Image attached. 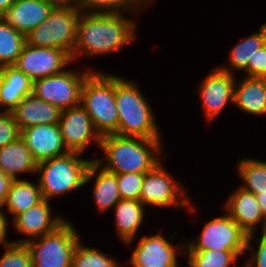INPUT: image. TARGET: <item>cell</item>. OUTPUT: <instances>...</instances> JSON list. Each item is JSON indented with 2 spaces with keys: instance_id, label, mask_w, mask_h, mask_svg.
<instances>
[{
  "instance_id": "cell-27",
  "label": "cell",
  "mask_w": 266,
  "mask_h": 267,
  "mask_svg": "<svg viewBox=\"0 0 266 267\" xmlns=\"http://www.w3.org/2000/svg\"><path fill=\"white\" fill-rule=\"evenodd\" d=\"M239 178L242 180V190L256 193H266V161L242 157L235 164Z\"/></svg>"
},
{
  "instance_id": "cell-31",
  "label": "cell",
  "mask_w": 266,
  "mask_h": 267,
  "mask_svg": "<svg viewBox=\"0 0 266 267\" xmlns=\"http://www.w3.org/2000/svg\"><path fill=\"white\" fill-rule=\"evenodd\" d=\"M116 260L101 249L86 246L80 240L74 250L72 267H122L123 265Z\"/></svg>"
},
{
  "instance_id": "cell-12",
  "label": "cell",
  "mask_w": 266,
  "mask_h": 267,
  "mask_svg": "<svg viewBox=\"0 0 266 267\" xmlns=\"http://www.w3.org/2000/svg\"><path fill=\"white\" fill-rule=\"evenodd\" d=\"M235 80L236 75L215 67L198 83L205 122L212 124L226 106L231 104L233 106Z\"/></svg>"
},
{
  "instance_id": "cell-14",
  "label": "cell",
  "mask_w": 266,
  "mask_h": 267,
  "mask_svg": "<svg viewBox=\"0 0 266 267\" xmlns=\"http://www.w3.org/2000/svg\"><path fill=\"white\" fill-rule=\"evenodd\" d=\"M58 125L69 152L83 155L91 144L99 149L101 137L96 132L91 117L81 105L62 110Z\"/></svg>"
},
{
  "instance_id": "cell-20",
  "label": "cell",
  "mask_w": 266,
  "mask_h": 267,
  "mask_svg": "<svg viewBox=\"0 0 266 267\" xmlns=\"http://www.w3.org/2000/svg\"><path fill=\"white\" fill-rule=\"evenodd\" d=\"M147 207L140 200L121 199L113 208L115 231L124 247L137 240L140 227L146 220Z\"/></svg>"
},
{
  "instance_id": "cell-19",
  "label": "cell",
  "mask_w": 266,
  "mask_h": 267,
  "mask_svg": "<svg viewBox=\"0 0 266 267\" xmlns=\"http://www.w3.org/2000/svg\"><path fill=\"white\" fill-rule=\"evenodd\" d=\"M53 7L47 0H15L1 17L15 30L27 35L47 18Z\"/></svg>"
},
{
  "instance_id": "cell-38",
  "label": "cell",
  "mask_w": 266,
  "mask_h": 267,
  "mask_svg": "<svg viewBox=\"0 0 266 267\" xmlns=\"http://www.w3.org/2000/svg\"><path fill=\"white\" fill-rule=\"evenodd\" d=\"M13 179L0 170V209L3 208Z\"/></svg>"
},
{
  "instance_id": "cell-17",
  "label": "cell",
  "mask_w": 266,
  "mask_h": 267,
  "mask_svg": "<svg viewBox=\"0 0 266 267\" xmlns=\"http://www.w3.org/2000/svg\"><path fill=\"white\" fill-rule=\"evenodd\" d=\"M237 188V189H236ZM226 198L223 210L248 234L266 230V219L262 214L255 194L236 187Z\"/></svg>"
},
{
  "instance_id": "cell-28",
  "label": "cell",
  "mask_w": 266,
  "mask_h": 267,
  "mask_svg": "<svg viewBox=\"0 0 266 267\" xmlns=\"http://www.w3.org/2000/svg\"><path fill=\"white\" fill-rule=\"evenodd\" d=\"M153 1L155 0H76V8L82 13H140L145 7L152 6Z\"/></svg>"
},
{
  "instance_id": "cell-40",
  "label": "cell",
  "mask_w": 266,
  "mask_h": 267,
  "mask_svg": "<svg viewBox=\"0 0 266 267\" xmlns=\"http://www.w3.org/2000/svg\"><path fill=\"white\" fill-rule=\"evenodd\" d=\"M54 6H74L76 7V0H47Z\"/></svg>"
},
{
  "instance_id": "cell-8",
  "label": "cell",
  "mask_w": 266,
  "mask_h": 267,
  "mask_svg": "<svg viewBox=\"0 0 266 267\" xmlns=\"http://www.w3.org/2000/svg\"><path fill=\"white\" fill-rule=\"evenodd\" d=\"M68 220L54 232L26 243L32 256V267H72L74 250L82 235Z\"/></svg>"
},
{
  "instance_id": "cell-7",
  "label": "cell",
  "mask_w": 266,
  "mask_h": 267,
  "mask_svg": "<svg viewBox=\"0 0 266 267\" xmlns=\"http://www.w3.org/2000/svg\"><path fill=\"white\" fill-rule=\"evenodd\" d=\"M81 13L74 6H54L47 18L25 35L26 43L61 49L72 57Z\"/></svg>"
},
{
  "instance_id": "cell-26",
  "label": "cell",
  "mask_w": 266,
  "mask_h": 267,
  "mask_svg": "<svg viewBox=\"0 0 266 267\" xmlns=\"http://www.w3.org/2000/svg\"><path fill=\"white\" fill-rule=\"evenodd\" d=\"M42 199L37 180L35 183L25 178L13 180L3 205L5 209L2 208V210L7 216L10 215L9 219L12 216V221L17 215L36 205Z\"/></svg>"
},
{
  "instance_id": "cell-1",
  "label": "cell",
  "mask_w": 266,
  "mask_h": 267,
  "mask_svg": "<svg viewBox=\"0 0 266 267\" xmlns=\"http://www.w3.org/2000/svg\"><path fill=\"white\" fill-rule=\"evenodd\" d=\"M128 16H125V15ZM123 13H81L71 60L98 58L117 53L136 40L138 20Z\"/></svg>"
},
{
  "instance_id": "cell-37",
  "label": "cell",
  "mask_w": 266,
  "mask_h": 267,
  "mask_svg": "<svg viewBox=\"0 0 266 267\" xmlns=\"http://www.w3.org/2000/svg\"><path fill=\"white\" fill-rule=\"evenodd\" d=\"M8 217L9 216H7L2 209H0V245L3 244L2 247H5L13 243V241L7 239L8 238L7 232L10 228L8 227V225L11 222V220Z\"/></svg>"
},
{
  "instance_id": "cell-4",
  "label": "cell",
  "mask_w": 266,
  "mask_h": 267,
  "mask_svg": "<svg viewBox=\"0 0 266 267\" xmlns=\"http://www.w3.org/2000/svg\"><path fill=\"white\" fill-rule=\"evenodd\" d=\"M80 105L91 117L100 137L118 135L119 115L115 104V75L93 70L83 83Z\"/></svg>"
},
{
  "instance_id": "cell-11",
  "label": "cell",
  "mask_w": 266,
  "mask_h": 267,
  "mask_svg": "<svg viewBox=\"0 0 266 267\" xmlns=\"http://www.w3.org/2000/svg\"><path fill=\"white\" fill-rule=\"evenodd\" d=\"M176 234L169 235V239L158 229L156 234L140 235L136 247L133 249L128 263L130 267H180L178 256L183 255L185 241L173 244ZM173 239V240H172ZM171 241V242H170ZM179 252V255H177ZM181 253V254H180Z\"/></svg>"
},
{
  "instance_id": "cell-13",
  "label": "cell",
  "mask_w": 266,
  "mask_h": 267,
  "mask_svg": "<svg viewBox=\"0 0 266 267\" xmlns=\"http://www.w3.org/2000/svg\"><path fill=\"white\" fill-rule=\"evenodd\" d=\"M72 64L71 57L61 49L31 46L25 43L13 66L34 81L61 73Z\"/></svg>"
},
{
  "instance_id": "cell-25",
  "label": "cell",
  "mask_w": 266,
  "mask_h": 267,
  "mask_svg": "<svg viewBox=\"0 0 266 267\" xmlns=\"http://www.w3.org/2000/svg\"><path fill=\"white\" fill-rule=\"evenodd\" d=\"M264 44H266V23L261 24L259 32L251 33L232 46L227 64H220L217 67L234 75L243 71L244 76H247L248 60H252L253 55Z\"/></svg>"
},
{
  "instance_id": "cell-30",
  "label": "cell",
  "mask_w": 266,
  "mask_h": 267,
  "mask_svg": "<svg viewBox=\"0 0 266 267\" xmlns=\"http://www.w3.org/2000/svg\"><path fill=\"white\" fill-rule=\"evenodd\" d=\"M184 255L188 256V267H238L240 259L232 250L184 251Z\"/></svg>"
},
{
  "instance_id": "cell-33",
  "label": "cell",
  "mask_w": 266,
  "mask_h": 267,
  "mask_svg": "<svg viewBox=\"0 0 266 267\" xmlns=\"http://www.w3.org/2000/svg\"><path fill=\"white\" fill-rule=\"evenodd\" d=\"M0 267H32V256L26 244L12 243L4 247Z\"/></svg>"
},
{
  "instance_id": "cell-2",
  "label": "cell",
  "mask_w": 266,
  "mask_h": 267,
  "mask_svg": "<svg viewBox=\"0 0 266 267\" xmlns=\"http://www.w3.org/2000/svg\"><path fill=\"white\" fill-rule=\"evenodd\" d=\"M162 141L117 134L105 135L101 137L99 145V151L104 156L93 157V160L103 169L115 174L146 173L169 157V153L162 154Z\"/></svg>"
},
{
  "instance_id": "cell-18",
  "label": "cell",
  "mask_w": 266,
  "mask_h": 267,
  "mask_svg": "<svg viewBox=\"0 0 266 267\" xmlns=\"http://www.w3.org/2000/svg\"><path fill=\"white\" fill-rule=\"evenodd\" d=\"M92 183V200L99 213L109 210L121 200L118 190L117 174L99 166L94 160L89 165L84 185Z\"/></svg>"
},
{
  "instance_id": "cell-10",
  "label": "cell",
  "mask_w": 266,
  "mask_h": 267,
  "mask_svg": "<svg viewBox=\"0 0 266 267\" xmlns=\"http://www.w3.org/2000/svg\"><path fill=\"white\" fill-rule=\"evenodd\" d=\"M84 70L66 68L61 73L34 80L32 94L61 111L77 107L80 105L81 89L86 77L97 69L85 67Z\"/></svg>"
},
{
  "instance_id": "cell-3",
  "label": "cell",
  "mask_w": 266,
  "mask_h": 267,
  "mask_svg": "<svg viewBox=\"0 0 266 267\" xmlns=\"http://www.w3.org/2000/svg\"><path fill=\"white\" fill-rule=\"evenodd\" d=\"M138 83L115 75V104L119 115L118 135L162 139L155 111Z\"/></svg>"
},
{
  "instance_id": "cell-21",
  "label": "cell",
  "mask_w": 266,
  "mask_h": 267,
  "mask_svg": "<svg viewBox=\"0 0 266 267\" xmlns=\"http://www.w3.org/2000/svg\"><path fill=\"white\" fill-rule=\"evenodd\" d=\"M233 106L245 114L266 116V78L236 77Z\"/></svg>"
},
{
  "instance_id": "cell-41",
  "label": "cell",
  "mask_w": 266,
  "mask_h": 267,
  "mask_svg": "<svg viewBox=\"0 0 266 267\" xmlns=\"http://www.w3.org/2000/svg\"><path fill=\"white\" fill-rule=\"evenodd\" d=\"M15 0H0V17L10 8Z\"/></svg>"
},
{
  "instance_id": "cell-9",
  "label": "cell",
  "mask_w": 266,
  "mask_h": 267,
  "mask_svg": "<svg viewBox=\"0 0 266 267\" xmlns=\"http://www.w3.org/2000/svg\"><path fill=\"white\" fill-rule=\"evenodd\" d=\"M212 217L203 225L198 237L185 242L184 251L232 250L245 256L248 234L225 212Z\"/></svg>"
},
{
  "instance_id": "cell-5",
  "label": "cell",
  "mask_w": 266,
  "mask_h": 267,
  "mask_svg": "<svg viewBox=\"0 0 266 267\" xmlns=\"http://www.w3.org/2000/svg\"><path fill=\"white\" fill-rule=\"evenodd\" d=\"M92 161L93 158H82L80 153L68 152L38 163L36 177L42 198L50 201L81 190Z\"/></svg>"
},
{
  "instance_id": "cell-35",
  "label": "cell",
  "mask_w": 266,
  "mask_h": 267,
  "mask_svg": "<svg viewBox=\"0 0 266 267\" xmlns=\"http://www.w3.org/2000/svg\"><path fill=\"white\" fill-rule=\"evenodd\" d=\"M20 137V129L11 112L0 113V148L16 141Z\"/></svg>"
},
{
  "instance_id": "cell-32",
  "label": "cell",
  "mask_w": 266,
  "mask_h": 267,
  "mask_svg": "<svg viewBox=\"0 0 266 267\" xmlns=\"http://www.w3.org/2000/svg\"><path fill=\"white\" fill-rule=\"evenodd\" d=\"M259 233H260L259 237H257L258 236L257 233L248 235L244 257L248 255L246 254L248 252H250L251 255L248 256L249 257L248 259L247 258L244 259L245 263L243 264L242 267H266V230ZM252 242L254 243L256 242L257 244L256 243L252 244Z\"/></svg>"
},
{
  "instance_id": "cell-24",
  "label": "cell",
  "mask_w": 266,
  "mask_h": 267,
  "mask_svg": "<svg viewBox=\"0 0 266 267\" xmlns=\"http://www.w3.org/2000/svg\"><path fill=\"white\" fill-rule=\"evenodd\" d=\"M37 165L21 137L0 148V170L13 180L22 179L19 178L21 174L25 176L29 173L36 176Z\"/></svg>"
},
{
  "instance_id": "cell-29",
  "label": "cell",
  "mask_w": 266,
  "mask_h": 267,
  "mask_svg": "<svg viewBox=\"0 0 266 267\" xmlns=\"http://www.w3.org/2000/svg\"><path fill=\"white\" fill-rule=\"evenodd\" d=\"M25 43V35L0 17V67L14 65Z\"/></svg>"
},
{
  "instance_id": "cell-36",
  "label": "cell",
  "mask_w": 266,
  "mask_h": 267,
  "mask_svg": "<svg viewBox=\"0 0 266 267\" xmlns=\"http://www.w3.org/2000/svg\"><path fill=\"white\" fill-rule=\"evenodd\" d=\"M247 76L266 78V44L256 51L252 60H248Z\"/></svg>"
},
{
  "instance_id": "cell-23",
  "label": "cell",
  "mask_w": 266,
  "mask_h": 267,
  "mask_svg": "<svg viewBox=\"0 0 266 267\" xmlns=\"http://www.w3.org/2000/svg\"><path fill=\"white\" fill-rule=\"evenodd\" d=\"M33 92V80L16 67H0V106L11 112L20 101Z\"/></svg>"
},
{
  "instance_id": "cell-15",
  "label": "cell",
  "mask_w": 266,
  "mask_h": 267,
  "mask_svg": "<svg viewBox=\"0 0 266 267\" xmlns=\"http://www.w3.org/2000/svg\"><path fill=\"white\" fill-rule=\"evenodd\" d=\"M51 208V202L43 198L36 205L17 215L10 224L13 225L15 233L26 237L18 241L13 240V243L26 244L30 240L54 232L67 221L61 214L52 215Z\"/></svg>"
},
{
  "instance_id": "cell-16",
  "label": "cell",
  "mask_w": 266,
  "mask_h": 267,
  "mask_svg": "<svg viewBox=\"0 0 266 267\" xmlns=\"http://www.w3.org/2000/svg\"><path fill=\"white\" fill-rule=\"evenodd\" d=\"M20 137L37 163L69 152L58 124L26 127L20 130Z\"/></svg>"
},
{
  "instance_id": "cell-34",
  "label": "cell",
  "mask_w": 266,
  "mask_h": 267,
  "mask_svg": "<svg viewBox=\"0 0 266 267\" xmlns=\"http://www.w3.org/2000/svg\"><path fill=\"white\" fill-rule=\"evenodd\" d=\"M144 173L117 174L118 190L121 199L139 200Z\"/></svg>"
},
{
  "instance_id": "cell-6",
  "label": "cell",
  "mask_w": 266,
  "mask_h": 267,
  "mask_svg": "<svg viewBox=\"0 0 266 267\" xmlns=\"http://www.w3.org/2000/svg\"><path fill=\"white\" fill-rule=\"evenodd\" d=\"M164 166L162 160L151 171L144 173L143 185L141 188L139 200L143 205L158 209L171 208L188 209L189 212L196 215L197 208L195 203L189 197L185 186L180 179L173 176ZM193 202V203H192ZM179 207V208H178Z\"/></svg>"
},
{
  "instance_id": "cell-22",
  "label": "cell",
  "mask_w": 266,
  "mask_h": 267,
  "mask_svg": "<svg viewBox=\"0 0 266 267\" xmlns=\"http://www.w3.org/2000/svg\"><path fill=\"white\" fill-rule=\"evenodd\" d=\"M11 113L21 130L40 124H58L61 110L31 94L20 101Z\"/></svg>"
},
{
  "instance_id": "cell-39",
  "label": "cell",
  "mask_w": 266,
  "mask_h": 267,
  "mask_svg": "<svg viewBox=\"0 0 266 267\" xmlns=\"http://www.w3.org/2000/svg\"><path fill=\"white\" fill-rule=\"evenodd\" d=\"M255 196L262 210V214L266 219V193H256Z\"/></svg>"
}]
</instances>
